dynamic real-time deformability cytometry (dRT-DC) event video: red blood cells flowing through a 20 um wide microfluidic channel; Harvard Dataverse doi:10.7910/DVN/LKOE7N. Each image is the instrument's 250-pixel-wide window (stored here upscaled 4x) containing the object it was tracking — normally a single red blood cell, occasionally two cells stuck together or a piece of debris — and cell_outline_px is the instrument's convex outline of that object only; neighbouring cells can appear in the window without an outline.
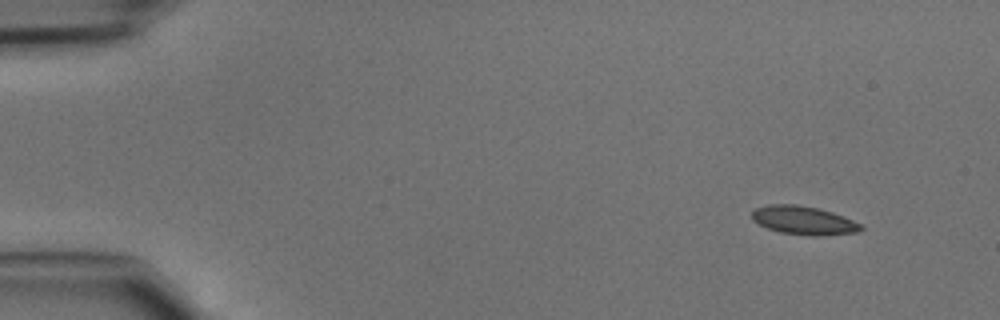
{"species": "common noctule bat (a hibernating species)", "species_latin": "Nyctalus noctula", "temperature_condition": "cold", "stored_images_in_passage": 10, "camera_frame_rate_fps": 3000, "um_per_image_px": 0.085, "animal": {"sex": "male", "body_mass_g": 15.6}, "frame": {"image": 1, "passage_image": 1, "time_ms": 0.0, "image_size_px": [1000, 320], "cell_outline_px": [[864, 228], [860, 232], [816, 236], [812, 236], [780, 232], [768, 228], [752, 220], [752, 212], [756, 208], [768, 204], [796, 204], [816, 208], [832, 212], [864, 224]], "centroid_in_image_um": [68.35, 18.73], "position_along_channel_um": 16.7, "area_um2": 18.15}}